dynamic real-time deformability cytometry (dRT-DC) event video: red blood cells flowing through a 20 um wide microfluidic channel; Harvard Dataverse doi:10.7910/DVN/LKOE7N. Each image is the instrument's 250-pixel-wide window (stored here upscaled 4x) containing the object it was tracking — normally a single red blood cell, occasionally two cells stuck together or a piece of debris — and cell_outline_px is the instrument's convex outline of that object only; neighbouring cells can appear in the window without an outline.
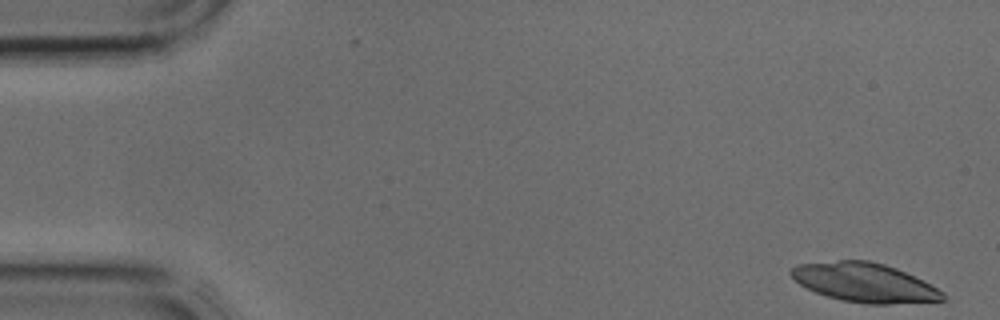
{"species": "common noctule bat (a hibernating species)", "species_latin": "Nyctalus noctula", "temperature_condition": "cold", "stored_images_in_passage": 16, "camera_frame_rate_fps": 3000, "um_per_image_px": 0.085, "animal": {"sex": "male", "body_mass_g": 17.9, "forearm_length_mm": 54.2}, "frame": {"image": 1, "passage_image": 1, "time_ms": 0.0, "image_size_px": [1000, 320], "cell_outline_px": [[944, 300], [888, 304], [868, 304], [840, 300], [816, 292], [800, 284], [788, 272], [796, 264], [840, 260], [868, 260], [884, 264], [896, 268], [944, 292]], "centroid_in_image_um": [73.44, 24.01], "position_along_channel_um": 11.6, "area_um2": 34.1}}